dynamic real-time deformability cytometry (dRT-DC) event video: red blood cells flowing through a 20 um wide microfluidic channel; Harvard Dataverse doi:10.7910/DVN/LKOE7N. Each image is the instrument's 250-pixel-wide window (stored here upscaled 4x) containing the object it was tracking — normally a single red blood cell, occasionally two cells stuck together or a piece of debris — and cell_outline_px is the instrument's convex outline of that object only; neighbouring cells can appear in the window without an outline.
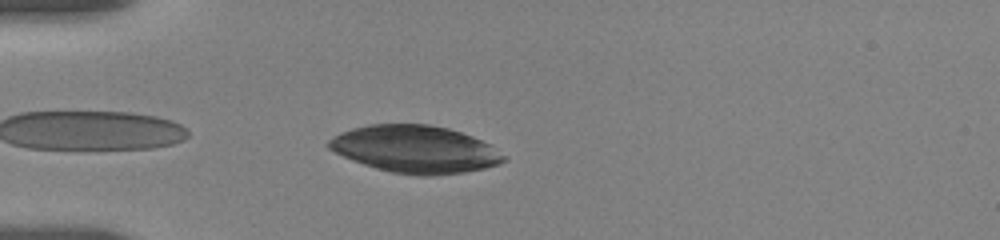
{"species": "human", "species_latin": "Homo sapiens", "temperature_condition": "room temperature", "stored_images_in_passage": 14, "camera_frame_rate_fps": 3000, "um_per_image_px": 0.085, "donor": {"sex": "female"}, "frame": {"image": 1, "passage_image": 2, "time_ms": 0.333, "image_size_px": [1000, 240], "cell_outline_px": [[508, 160], [500, 164], [484, 168], [464, 172], [432, 176], [420, 176], [392, 172], [376, 168], [352, 160], [328, 148], [324, 144], [328, 140], [340, 132], [352, 128], [368, 124], [428, 124], [448, 128], [472, 136], [492, 144]], "centroid_in_image_um": [35.3, 12.68], "position_along_channel_um": 49.7, "area_um2": 48.44}}
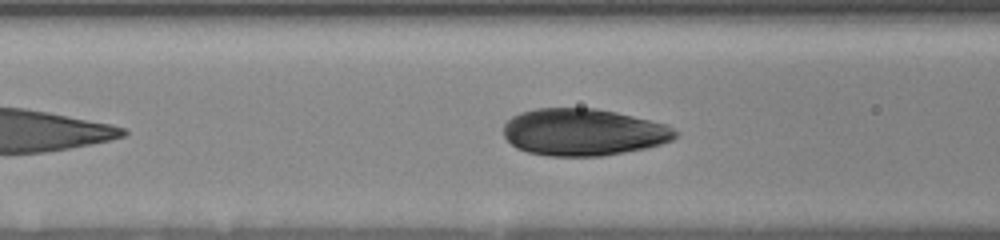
{"frame": {"image": 2, "passage_image": 11, "time_ms": 2.667, "image_size_px": [1000, 240], "cell_outline_px": [[680, 132], [672, 140], [660, 144], [644, 148], [624, 152], [600, 156], [548, 156], [528, 152], [516, 148], [504, 136], [504, 124], [512, 116], [520, 112], [536, 108], [596, 108], [616, 112], [668, 124]], "centroid_in_image_um": [49.59, 11.22], "position_along_channel_um": 117.0, "area_um2": 47.22}}
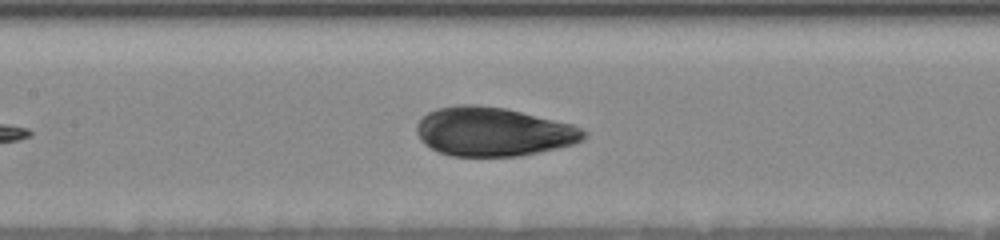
{"frame": {"image": 3, "passage_image": 14, "time_ms": 4.0, "image_size_px": [1000, 240], "cell_outline_px": [[588, 136], [584, 140], [572, 144], [556, 148], [520, 156], [452, 156], [440, 152], [424, 144], [420, 140], [416, 132], [416, 124], [428, 112], [436, 108], [460, 104], [472, 104], [504, 108], [572, 124], [588, 132]], "centroid_in_image_um": [41.91, 11.19], "position_along_channel_um": 165.5, "area_um2": 47.57}}